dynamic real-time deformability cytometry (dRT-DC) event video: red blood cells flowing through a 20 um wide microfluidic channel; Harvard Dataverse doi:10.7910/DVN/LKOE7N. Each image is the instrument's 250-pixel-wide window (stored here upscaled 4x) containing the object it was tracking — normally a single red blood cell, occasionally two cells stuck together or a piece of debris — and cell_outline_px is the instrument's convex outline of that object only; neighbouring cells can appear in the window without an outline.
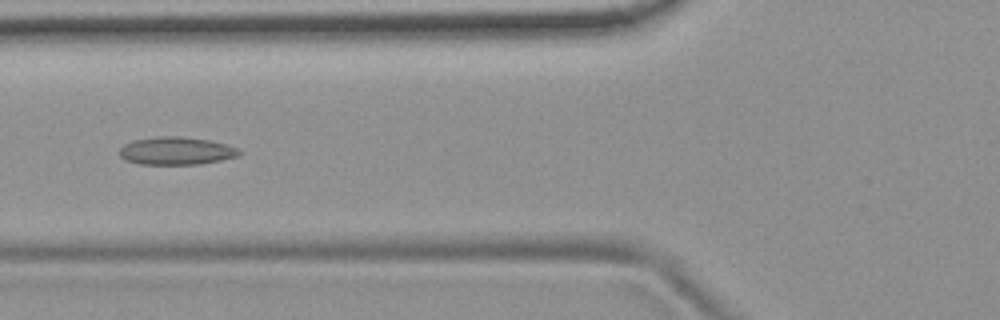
{"species": "common noctule bat (a hibernating species)", "species_latin": "Nyctalus noctula", "temperature_condition": "room temperature", "stored_images_in_passage": 51, "camera_frame_rate_fps": 3000, "um_per_image_px": 0.085, "animal": {"sex": "female", "body_mass_g": 19.9}, "frame": {"image": 1, "passage_image": 18, "time_ms": 5.667, "image_size_px": [1000, 320], "cell_outline_px": [[240, 152], [236, 156], [220, 160], [200, 164], [140, 164], [124, 160], [120, 156], [120, 148], [124, 144], [132, 140], [156, 136], [180, 136], [208, 140], [228, 144], [236, 148]], "centroid_in_image_um": [14.93, 12.81], "position_along_channel_um": 110.9, "area_um2": 19.36}}
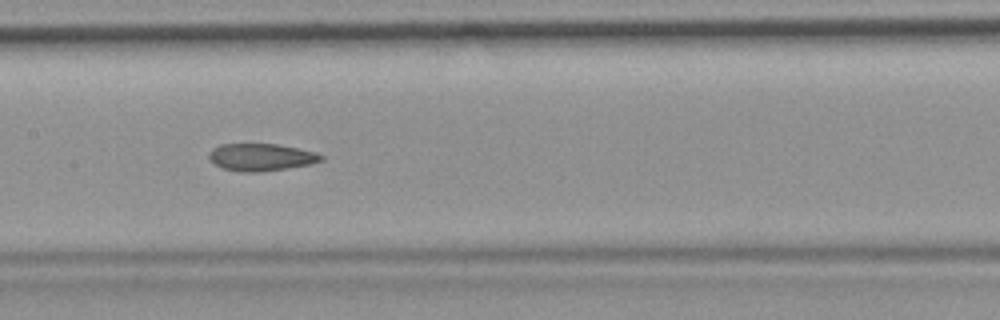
{"frame": {"image": 2, "passage_image": 24, "time_ms": 7.667, "image_size_px": [1000, 320], "cell_outline_px": [[324, 160], [312, 164], [288, 168], [256, 172], [240, 172], [220, 168], [208, 156], [212, 148], [220, 144], [276, 144], [316, 152], [324, 156]], "centroid_in_image_um": [22.21, 13.36], "position_along_channel_um": 185.2, "area_um2": 17.86}}
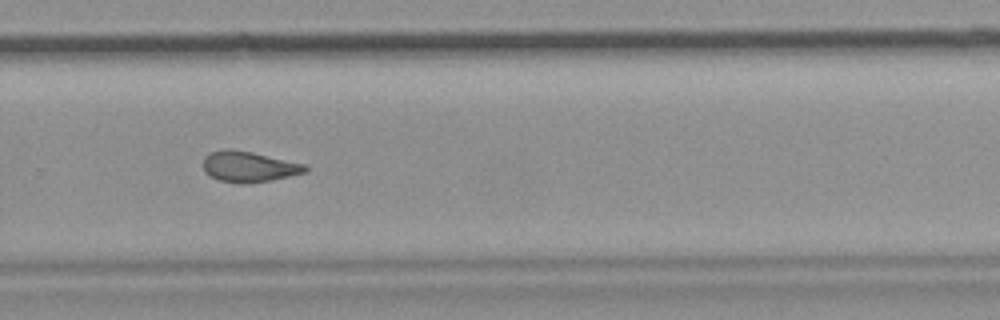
{"frame": {"image": 3, "passage_image": 34, "time_ms": 11.0, "image_size_px": [1000, 320], "cell_outline_px": [[308, 172], [272, 180], [244, 184], [240, 184], [220, 180], [204, 172], [204, 156], [208, 152], [224, 148], [228, 148], [252, 152], [308, 164]], "centroid_in_image_um": [21.18, 14.15], "position_along_channel_um": 308.6, "area_um2": 18.55}}